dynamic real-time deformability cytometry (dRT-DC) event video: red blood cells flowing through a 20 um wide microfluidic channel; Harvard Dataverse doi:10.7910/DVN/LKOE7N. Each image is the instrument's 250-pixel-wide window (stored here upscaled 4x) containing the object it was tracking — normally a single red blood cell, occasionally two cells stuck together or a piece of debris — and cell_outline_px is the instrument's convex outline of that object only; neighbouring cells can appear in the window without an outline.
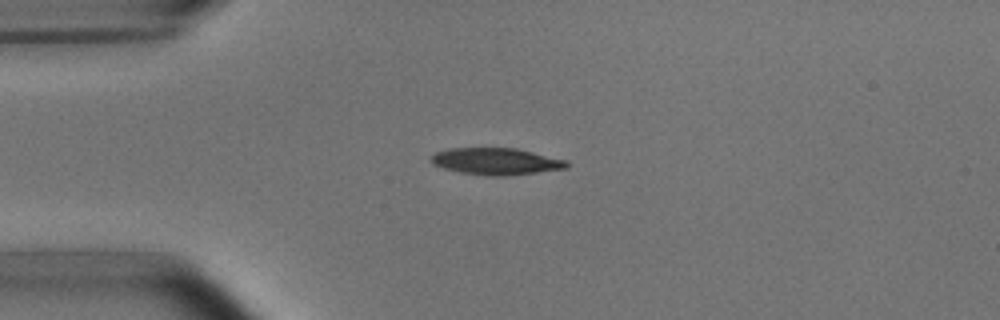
{"species": "common noctule bat (a hibernating species)", "species_latin": "Nyctalus noctula", "temperature_condition": "room temperature", "stored_images_in_passage": 7, "camera_frame_rate_fps": 3000, "um_per_image_px": 0.085, "animal": {"sex": "male", "body_mass_g": 15.6}, "frame": {"image": 1, "passage_image": 3, "time_ms": 2.333, "image_size_px": [1000, 320], "cell_outline_px": [[568, 168], [504, 176], [488, 176], [460, 172], [444, 168], [432, 164], [428, 160], [436, 152], [448, 148], [516, 148], [568, 160]], "centroid_in_image_um": [42.15, 13.71], "position_along_channel_um": 42.8, "area_um2": 21.21}}
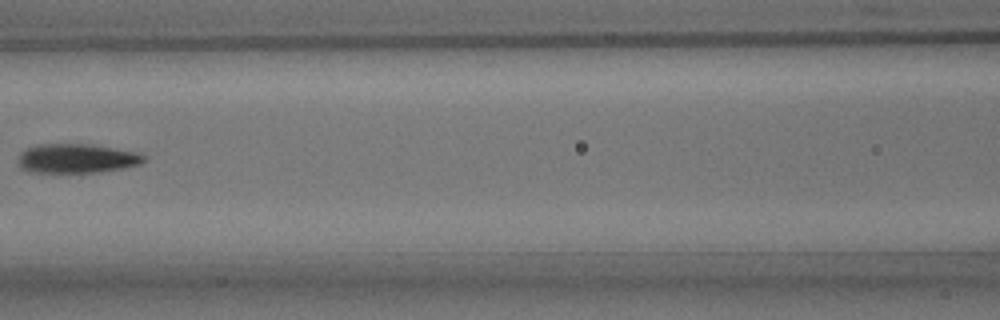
{"frame": {"image": 2, "passage_image": 6, "time_ms": 6.0, "image_size_px": [1000, 320], "cell_outline_px": [[148, 156], [140, 164], [124, 168], [100, 172], [28, 172], [20, 168], [16, 160], [20, 152], [28, 148], [40, 144], [88, 144], [136, 152]], "centroid_in_image_um": [6.49, 13.47], "position_along_channel_um": 160.1, "area_um2": 21.5}}
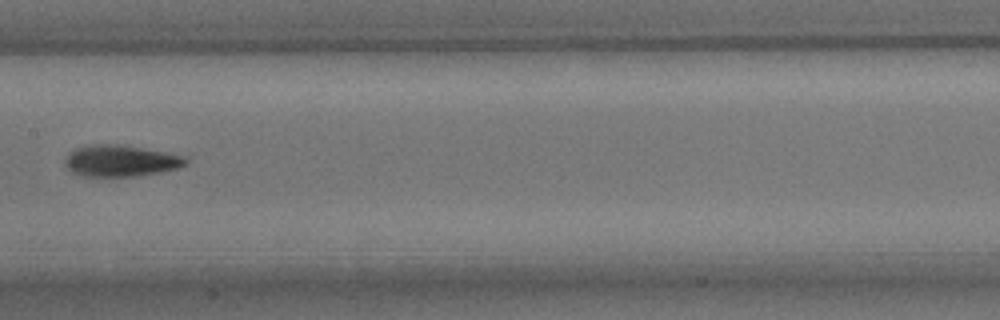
{"frame": {"image": 3, "passage_image": 7, "time_ms": 7.0, "image_size_px": [1000, 320], "cell_outline_px": [[188, 164], [180, 168], [160, 172], [136, 176], [84, 176], [72, 172], [64, 164], [64, 160], [68, 152], [76, 148], [92, 144], [116, 144], [164, 152], [184, 156], [188, 160]], "centroid_in_image_um": [10.24, 13.67], "position_along_channel_um": 197.2, "area_um2": 22.08}}